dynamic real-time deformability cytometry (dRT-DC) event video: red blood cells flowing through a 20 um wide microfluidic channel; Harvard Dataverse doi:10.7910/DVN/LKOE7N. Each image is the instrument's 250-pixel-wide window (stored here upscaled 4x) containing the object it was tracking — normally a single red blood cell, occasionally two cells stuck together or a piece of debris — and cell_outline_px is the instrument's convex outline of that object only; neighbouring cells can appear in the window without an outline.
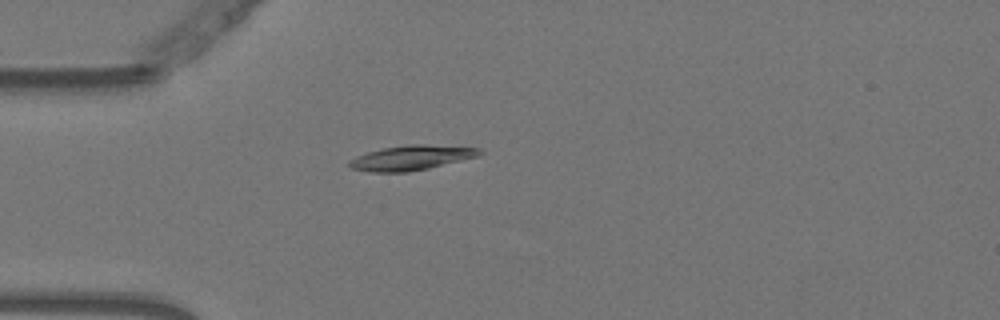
{"species": "Egyptian fruit bat (a non-hibernating species)", "species_latin": "Rousettus aegyptiacus", "temperature_condition": "warm", "stored_images_in_passage": 40, "camera_frame_rate_fps": 3000, "um_per_image_px": 0.085, "animal": {"sex": "female"}, "frame": {"image": 1, "passage_image": 1, "time_ms": 0.0, "image_size_px": [1000, 320], "cell_outline_px": [[484, 152], [476, 156], [428, 168], [408, 172], [368, 172], [352, 168], [348, 164], [348, 160], [356, 156], [368, 152], [384, 148], [412, 144], [424, 144], [480, 148]], "centroid_in_image_um": [34.92, 13.41], "position_along_channel_um": 50.1, "area_um2": 18.55}}
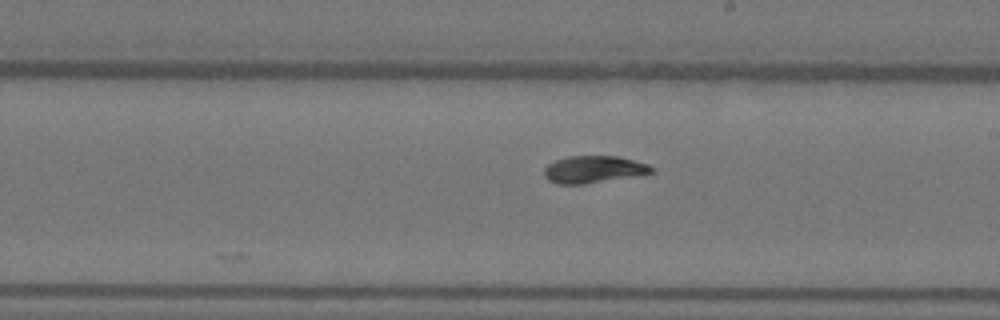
{"frame": {"image": 2, "passage_image": 17, "time_ms": 5.333, "image_size_px": [1000, 320], "cell_outline_px": [[656, 172], [644, 176], [584, 184], [556, 184], [548, 180], [544, 176], [544, 168], [548, 164], [556, 160], [568, 156], [616, 156], [648, 164], [656, 168]], "centroid_in_image_um": [50.53, 14.42], "position_along_channel_um": 238.5, "area_um2": 17.46}}
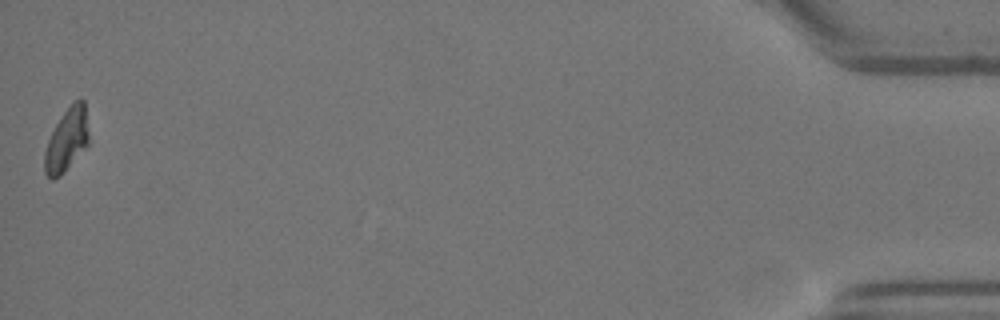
{"frame": {"image": 3, "passage_image": 40, "time_ms": 13.0, "image_size_px": [1000, 320], "cell_outline_px": [[88, 144], [64, 172], [60, 176], [52, 180], [44, 172], [44, 152], [48, 140], [56, 124], [64, 112], [80, 96], [84, 100], [88, 132]], "centroid_in_image_um": [5.66, 11.91], "position_along_channel_um": 429.5, "area_um2": 16.01}, "authors_computed_cell_mechanics": {"area_um2": 16.8776, "velocity_mm_per_s": 3.741, "shape_relaxation_time_tau1_ms": 4.171, "shape_relaxation_time_tau2_ms": 1.4362, "deformation_change_tau1": 0.2103, "deformation_change_tau2": 0.0656}}